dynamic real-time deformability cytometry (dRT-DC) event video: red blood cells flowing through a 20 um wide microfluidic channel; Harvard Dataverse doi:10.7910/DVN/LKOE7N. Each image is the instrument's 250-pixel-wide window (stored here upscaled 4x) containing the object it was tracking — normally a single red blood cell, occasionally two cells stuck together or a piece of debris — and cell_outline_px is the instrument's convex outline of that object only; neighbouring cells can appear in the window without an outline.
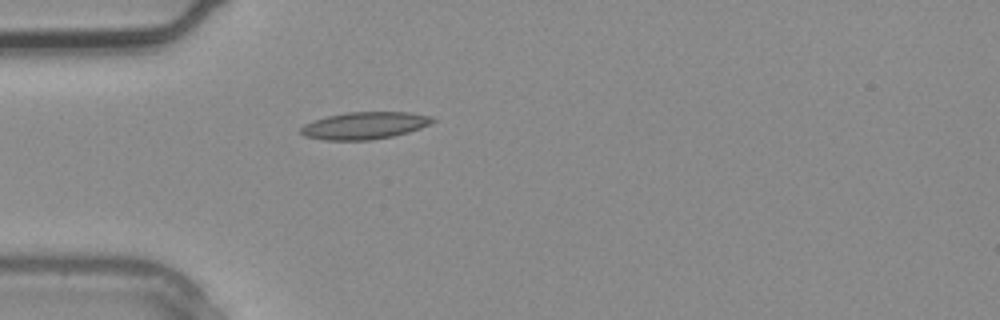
{"species": "common noctule bat (a hibernating species)", "species_latin": "Nyctalus noctula", "temperature_condition": "warm", "stored_images_in_passage": 1, "camera_frame_rate_fps": 3000, "um_per_image_px": 0.085, "animal": {"sex": "male", "body_mass_g": 20.4}, "frame": {"image": 1, "passage_image": 1, "time_ms": 0.0, "image_size_px": [1000, 320], "cell_outline_px": [[436, 120], [432, 124], [408, 132], [392, 136], [372, 140], [324, 140], [304, 136], [300, 132], [300, 128], [304, 124], [312, 120], [328, 116], [348, 112], [408, 112], [432, 116]], "centroid_in_image_um": [30.99, 10.67], "position_along_channel_um": 54.0, "area_um2": 20.98}}